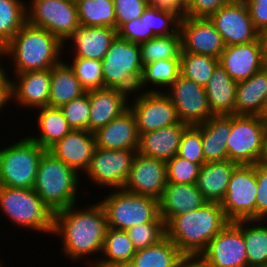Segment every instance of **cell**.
<instances>
[{
  "mask_svg": "<svg viewBox=\"0 0 267 267\" xmlns=\"http://www.w3.org/2000/svg\"><path fill=\"white\" fill-rule=\"evenodd\" d=\"M27 0H0V51L27 23Z\"/></svg>",
  "mask_w": 267,
  "mask_h": 267,
  "instance_id": "f35d334b",
  "label": "cell"
},
{
  "mask_svg": "<svg viewBox=\"0 0 267 267\" xmlns=\"http://www.w3.org/2000/svg\"><path fill=\"white\" fill-rule=\"evenodd\" d=\"M136 154L137 149L109 150L96 147L84 175L101 189L123 188Z\"/></svg>",
  "mask_w": 267,
  "mask_h": 267,
  "instance_id": "7c38bea8",
  "label": "cell"
},
{
  "mask_svg": "<svg viewBox=\"0 0 267 267\" xmlns=\"http://www.w3.org/2000/svg\"><path fill=\"white\" fill-rule=\"evenodd\" d=\"M35 111H38L35 112L38 132L37 135L30 134L28 137L42 148L48 150L72 130L60 108L45 106Z\"/></svg>",
  "mask_w": 267,
  "mask_h": 267,
  "instance_id": "1f68e13d",
  "label": "cell"
},
{
  "mask_svg": "<svg viewBox=\"0 0 267 267\" xmlns=\"http://www.w3.org/2000/svg\"><path fill=\"white\" fill-rule=\"evenodd\" d=\"M256 220L267 219V166L256 163Z\"/></svg>",
  "mask_w": 267,
  "mask_h": 267,
  "instance_id": "c3c4849f",
  "label": "cell"
},
{
  "mask_svg": "<svg viewBox=\"0 0 267 267\" xmlns=\"http://www.w3.org/2000/svg\"><path fill=\"white\" fill-rule=\"evenodd\" d=\"M27 23L46 29L63 44L79 29L76 3L67 0H29Z\"/></svg>",
  "mask_w": 267,
  "mask_h": 267,
  "instance_id": "30bf717a",
  "label": "cell"
},
{
  "mask_svg": "<svg viewBox=\"0 0 267 267\" xmlns=\"http://www.w3.org/2000/svg\"><path fill=\"white\" fill-rule=\"evenodd\" d=\"M261 117L267 122V101H266V104L264 106Z\"/></svg>",
  "mask_w": 267,
  "mask_h": 267,
  "instance_id": "91938a15",
  "label": "cell"
},
{
  "mask_svg": "<svg viewBox=\"0 0 267 267\" xmlns=\"http://www.w3.org/2000/svg\"><path fill=\"white\" fill-rule=\"evenodd\" d=\"M176 267H213L201 254H183Z\"/></svg>",
  "mask_w": 267,
  "mask_h": 267,
  "instance_id": "db71d44e",
  "label": "cell"
},
{
  "mask_svg": "<svg viewBox=\"0 0 267 267\" xmlns=\"http://www.w3.org/2000/svg\"><path fill=\"white\" fill-rule=\"evenodd\" d=\"M131 95L118 88L89 90L88 131L95 132L129 109Z\"/></svg>",
  "mask_w": 267,
  "mask_h": 267,
  "instance_id": "7402d4cb",
  "label": "cell"
},
{
  "mask_svg": "<svg viewBox=\"0 0 267 267\" xmlns=\"http://www.w3.org/2000/svg\"><path fill=\"white\" fill-rule=\"evenodd\" d=\"M243 237L248 267H259L267 262V221L243 220Z\"/></svg>",
  "mask_w": 267,
  "mask_h": 267,
  "instance_id": "e575fe53",
  "label": "cell"
},
{
  "mask_svg": "<svg viewBox=\"0 0 267 267\" xmlns=\"http://www.w3.org/2000/svg\"><path fill=\"white\" fill-rule=\"evenodd\" d=\"M249 10L254 27L259 32L267 28V0H243Z\"/></svg>",
  "mask_w": 267,
  "mask_h": 267,
  "instance_id": "816d5d0a",
  "label": "cell"
},
{
  "mask_svg": "<svg viewBox=\"0 0 267 267\" xmlns=\"http://www.w3.org/2000/svg\"><path fill=\"white\" fill-rule=\"evenodd\" d=\"M50 82L51 69L14 74L11 79L13 105L27 111L49 106Z\"/></svg>",
  "mask_w": 267,
  "mask_h": 267,
  "instance_id": "d6986e66",
  "label": "cell"
},
{
  "mask_svg": "<svg viewBox=\"0 0 267 267\" xmlns=\"http://www.w3.org/2000/svg\"><path fill=\"white\" fill-rule=\"evenodd\" d=\"M95 148L94 132L73 129L47 151L81 176L89 168Z\"/></svg>",
  "mask_w": 267,
  "mask_h": 267,
  "instance_id": "ffe728a7",
  "label": "cell"
},
{
  "mask_svg": "<svg viewBox=\"0 0 267 267\" xmlns=\"http://www.w3.org/2000/svg\"><path fill=\"white\" fill-rule=\"evenodd\" d=\"M177 155L200 166L205 163L201 131L196 126L190 125L184 130Z\"/></svg>",
  "mask_w": 267,
  "mask_h": 267,
  "instance_id": "bcb514c9",
  "label": "cell"
},
{
  "mask_svg": "<svg viewBox=\"0 0 267 267\" xmlns=\"http://www.w3.org/2000/svg\"><path fill=\"white\" fill-rule=\"evenodd\" d=\"M99 203L104 209L108 227L128 230L136 225L163 220L160 216L159 200L136 194L123 188L112 189Z\"/></svg>",
  "mask_w": 267,
  "mask_h": 267,
  "instance_id": "8992f818",
  "label": "cell"
},
{
  "mask_svg": "<svg viewBox=\"0 0 267 267\" xmlns=\"http://www.w3.org/2000/svg\"><path fill=\"white\" fill-rule=\"evenodd\" d=\"M141 17H145L147 41L154 37L176 34L179 31L181 16L175 11L149 5Z\"/></svg>",
  "mask_w": 267,
  "mask_h": 267,
  "instance_id": "60d3db41",
  "label": "cell"
},
{
  "mask_svg": "<svg viewBox=\"0 0 267 267\" xmlns=\"http://www.w3.org/2000/svg\"><path fill=\"white\" fill-rule=\"evenodd\" d=\"M195 126L201 131L205 163L228 160L226 143L231 133V115H213Z\"/></svg>",
  "mask_w": 267,
  "mask_h": 267,
  "instance_id": "4316f807",
  "label": "cell"
},
{
  "mask_svg": "<svg viewBox=\"0 0 267 267\" xmlns=\"http://www.w3.org/2000/svg\"><path fill=\"white\" fill-rule=\"evenodd\" d=\"M117 36V29L112 27L80 26L64 44V48H66L72 42V46L69 47L73 49H65L64 51L71 50L69 53L73 51L72 59L102 61ZM67 43L69 44L66 45Z\"/></svg>",
  "mask_w": 267,
  "mask_h": 267,
  "instance_id": "603a6c76",
  "label": "cell"
},
{
  "mask_svg": "<svg viewBox=\"0 0 267 267\" xmlns=\"http://www.w3.org/2000/svg\"><path fill=\"white\" fill-rule=\"evenodd\" d=\"M267 122L257 115H231V133L226 146L228 160L243 165L260 161Z\"/></svg>",
  "mask_w": 267,
  "mask_h": 267,
  "instance_id": "9c48e42d",
  "label": "cell"
},
{
  "mask_svg": "<svg viewBox=\"0 0 267 267\" xmlns=\"http://www.w3.org/2000/svg\"><path fill=\"white\" fill-rule=\"evenodd\" d=\"M236 85L218 64L204 87L212 115L235 114Z\"/></svg>",
  "mask_w": 267,
  "mask_h": 267,
  "instance_id": "f546056e",
  "label": "cell"
},
{
  "mask_svg": "<svg viewBox=\"0 0 267 267\" xmlns=\"http://www.w3.org/2000/svg\"><path fill=\"white\" fill-rule=\"evenodd\" d=\"M20 139L0 148L1 186L34 187L40 159L47 150L28 136Z\"/></svg>",
  "mask_w": 267,
  "mask_h": 267,
  "instance_id": "52a82bcc",
  "label": "cell"
},
{
  "mask_svg": "<svg viewBox=\"0 0 267 267\" xmlns=\"http://www.w3.org/2000/svg\"><path fill=\"white\" fill-rule=\"evenodd\" d=\"M201 166L175 155L166 161L167 182L196 184Z\"/></svg>",
  "mask_w": 267,
  "mask_h": 267,
  "instance_id": "f6af8a7d",
  "label": "cell"
},
{
  "mask_svg": "<svg viewBox=\"0 0 267 267\" xmlns=\"http://www.w3.org/2000/svg\"><path fill=\"white\" fill-rule=\"evenodd\" d=\"M258 40L261 46L264 62L267 66V28L258 32Z\"/></svg>",
  "mask_w": 267,
  "mask_h": 267,
  "instance_id": "9f6ffc18",
  "label": "cell"
},
{
  "mask_svg": "<svg viewBox=\"0 0 267 267\" xmlns=\"http://www.w3.org/2000/svg\"><path fill=\"white\" fill-rule=\"evenodd\" d=\"M219 65L234 81L247 80L266 66L259 40L225 46L219 58Z\"/></svg>",
  "mask_w": 267,
  "mask_h": 267,
  "instance_id": "44dd1931",
  "label": "cell"
},
{
  "mask_svg": "<svg viewBox=\"0 0 267 267\" xmlns=\"http://www.w3.org/2000/svg\"><path fill=\"white\" fill-rule=\"evenodd\" d=\"M256 164H239L233 171L220 205L229 221L256 220Z\"/></svg>",
  "mask_w": 267,
  "mask_h": 267,
  "instance_id": "8fae6325",
  "label": "cell"
},
{
  "mask_svg": "<svg viewBox=\"0 0 267 267\" xmlns=\"http://www.w3.org/2000/svg\"><path fill=\"white\" fill-rule=\"evenodd\" d=\"M103 88H118L130 95L137 92L142 77L139 44L116 37L101 61Z\"/></svg>",
  "mask_w": 267,
  "mask_h": 267,
  "instance_id": "ba28073f",
  "label": "cell"
},
{
  "mask_svg": "<svg viewBox=\"0 0 267 267\" xmlns=\"http://www.w3.org/2000/svg\"><path fill=\"white\" fill-rule=\"evenodd\" d=\"M135 253L136 249L125 230L108 227L101 255L94 267H112L132 261Z\"/></svg>",
  "mask_w": 267,
  "mask_h": 267,
  "instance_id": "836d02e7",
  "label": "cell"
},
{
  "mask_svg": "<svg viewBox=\"0 0 267 267\" xmlns=\"http://www.w3.org/2000/svg\"><path fill=\"white\" fill-rule=\"evenodd\" d=\"M201 255L213 267H248L243 220L230 221L209 242Z\"/></svg>",
  "mask_w": 267,
  "mask_h": 267,
  "instance_id": "5bb4252c",
  "label": "cell"
},
{
  "mask_svg": "<svg viewBox=\"0 0 267 267\" xmlns=\"http://www.w3.org/2000/svg\"><path fill=\"white\" fill-rule=\"evenodd\" d=\"M136 250L148 248L166 237L165 221L153 220L126 230Z\"/></svg>",
  "mask_w": 267,
  "mask_h": 267,
  "instance_id": "b9f144b4",
  "label": "cell"
},
{
  "mask_svg": "<svg viewBox=\"0 0 267 267\" xmlns=\"http://www.w3.org/2000/svg\"><path fill=\"white\" fill-rule=\"evenodd\" d=\"M259 267H267V262L265 264H262L261 266Z\"/></svg>",
  "mask_w": 267,
  "mask_h": 267,
  "instance_id": "be15d7a7",
  "label": "cell"
},
{
  "mask_svg": "<svg viewBox=\"0 0 267 267\" xmlns=\"http://www.w3.org/2000/svg\"><path fill=\"white\" fill-rule=\"evenodd\" d=\"M131 96L129 109L135 117L139 134L180 123L176 109L165 93L137 91Z\"/></svg>",
  "mask_w": 267,
  "mask_h": 267,
  "instance_id": "4fadbf2b",
  "label": "cell"
},
{
  "mask_svg": "<svg viewBox=\"0 0 267 267\" xmlns=\"http://www.w3.org/2000/svg\"><path fill=\"white\" fill-rule=\"evenodd\" d=\"M64 49L55 35L26 23L2 48L0 60L5 58L9 62L6 68L12 65L13 74L46 70L63 60Z\"/></svg>",
  "mask_w": 267,
  "mask_h": 267,
  "instance_id": "7a4b0ae2",
  "label": "cell"
},
{
  "mask_svg": "<svg viewBox=\"0 0 267 267\" xmlns=\"http://www.w3.org/2000/svg\"><path fill=\"white\" fill-rule=\"evenodd\" d=\"M79 175L63 161L46 151L40 159L33 189L55 213L77 203L81 193L78 191L80 183L84 180Z\"/></svg>",
  "mask_w": 267,
  "mask_h": 267,
  "instance_id": "277c9868",
  "label": "cell"
},
{
  "mask_svg": "<svg viewBox=\"0 0 267 267\" xmlns=\"http://www.w3.org/2000/svg\"><path fill=\"white\" fill-rule=\"evenodd\" d=\"M97 148L138 149L139 133L130 109L94 132Z\"/></svg>",
  "mask_w": 267,
  "mask_h": 267,
  "instance_id": "cb8c5ba5",
  "label": "cell"
},
{
  "mask_svg": "<svg viewBox=\"0 0 267 267\" xmlns=\"http://www.w3.org/2000/svg\"><path fill=\"white\" fill-rule=\"evenodd\" d=\"M74 70L76 77L81 85L88 90L103 88V75L100 60L91 59H72L65 60Z\"/></svg>",
  "mask_w": 267,
  "mask_h": 267,
  "instance_id": "7bdbcfd3",
  "label": "cell"
},
{
  "mask_svg": "<svg viewBox=\"0 0 267 267\" xmlns=\"http://www.w3.org/2000/svg\"><path fill=\"white\" fill-rule=\"evenodd\" d=\"M118 37L128 40L134 44H140L147 41V26L145 17L137 18L133 21L124 23L117 30Z\"/></svg>",
  "mask_w": 267,
  "mask_h": 267,
  "instance_id": "f907efd6",
  "label": "cell"
},
{
  "mask_svg": "<svg viewBox=\"0 0 267 267\" xmlns=\"http://www.w3.org/2000/svg\"><path fill=\"white\" fill-rule=\"evenodd\" d=\"M218 64L219 59L213 56L185 52L180 54L181 75L202 87L206 86Z\"/></svg>",
  "mask_w": 267,
  "mask_h": 267,
  "instance_id": "ab89813d",
  "label": "cell"
},
{
  "mask_svg": "<svg viewBox=\"0 0 267 267\" xmlns=\"http://www.w3.org/2000/svg\"><path fill=\"white\" fill-rule=\"evenodd\" d=\"M4 265H6V264H4V262H2L1 259H0V267H6Z\"/></svg>",
  "mask_w": 267,
  "mask_h": 267,
  "instance_id": "6125c7cd",
  "label": "cell"
},
{
  "mask_svg": "<svg viewBox=\"0 0 267 267\" xmlns=\"http://www.w3.org/2000/svg\"><path fill=\"white\" fill-rule=\"evenodd\" d=\"M183 254L167 237L159 243L136 250L132 261L138 267H176Z\"/></svg>",
  "mask_w": 267,
  "mask_h": 267,
  "instance_id": "8d00e7d4",
  "label": "cell"
},
{
  "mask_svg": "<svg viewBox=\"0 0 267 267\" xmlns=\"http://www.w3.org/2000/svg\"><path fill=\"white\" fill-rule=\"evenodd\" d=\"M166 185V161L137 153L123 189L160 200Z\"/></svg>",
  "mask_w": 267,
  "mask_h": 267,
  "instance_id": "e0dca14e",
  "label": "cell"
},
{
  "mask_svg": "<svg viewBox=\"0 0 267 267\" xmlns=\"http://www.w3.org/2000/svg\"><path fill=\"white\" fill-rule=\"evenodd\" d=\"M148 2L150 6L175 11L181 17L184 16L186 11V7L182 4L181 0H148Z\"/></svg>",
  "mask_w": 267,
  "mask_h": 267,
  "instance_id": "11a10c76",
  "label": "cell"
},
{
  "mask_svg": "<svg viewBox=\"0 0 267 267\" xmlns=\"http://www.w3.org/2000/svg\"><path fill=\"white\" fill-rule=\"evenodd\" d=\"M232 0H193L186 8L183 17L209 18Z\"/></svg>",
  "mask_w": 267,
  "mask_h": 267,
  "instance_id": "681fc988",
  "label": "cell"
},
{
  "mask_svg": "<svg viewBox=\"0 0 267 267\" xmlns=\"http://www.w3.org/2000/svg\"><path fill=\"white\" fill-rule=\"evenodd\" d=\"M180 75V59L159 60L144 65L137 91L165 93Z\"/></svg>",
  "mask_w": 267,
  "mask_h": 267,
  "instance_id": "d6a6232c",
  "label": "cell"
},
{
  "mask_svg": "<svg viewBox=\"0 0 267 267\" xmlns=\"http://www.w3.org/2000/svg\"><path fill=\"white\" fill-rule=\"evenodd\" d=\"M206 202L197 184L167 182L159 200L160 216L166 223L171 217L195 211Z\"/></svg>",
  "mask_w": 267,
  "mask_h": 267,
  "instance_id": "d4e9b609",
  "label": "cell"
},
{
  "mask_svg": "<svg viewBox=\"0 0 267 267\" xmlns=\"http://www.w3.org/2000/svg\"><path fill=\"white\" fill-rule=\"evenodd\" d=\"M141 62L144 65L166 59H180L182 51L181 34L154 37L139 44Z\"/></svg>",
  "mask_w": 267,
  "mask_h": 267,
  "instance_id": "74e56055",
  "label": "cell"
},
{
  "mask_svg": "<svg viewBox=\"0 0 267 267\" xmlns=\"http://www.w3.org/2000/svg\"><path fill=\"white\" fill-rule=\"evenodd\" d=\"M189 125L180 122L159 130L139 134L137 153L167 161L178 153L181 137Z\"/></svg>",
  "mask_w": 267,
  "mask_h": 267,
  "instance_id": "484cf974",
  "label": "cell"
},
{
  "mask_svg": "<svg viewBox=\"0 0 267 267\" xmlns=\"http://www.w3.org/2000/svg\"><path fill=\"white\" fill-rule=\"evenodd\" d=\"M165 94L173 103L180 122L199 125L212 115L205 88L180 75Z\"/></svg>",
  "mask_w": 267,
  "mask_h": 267,
  "instance_id": "9a60e30c",
  "label": "cell"
},
{
  "mask_svg": "<svg viewBox=\"0 0 267 267\" xmlns=\"http://www.w3.org/2000/svg\"><path fill=\"white\" fill-rule=\"evenodd\" d=\"M148 6V0H114L116 29L124 23L140 18Z\"/></svg>",
  "mask_w": 267,
  "mask_h": 267,
  "instance_id": "7dc6e473",
  "label": "cell"
},
{
  "mask_svg": "<svg viewBox=\"0 0 267 267\" xmlns=\"http://www.w3.org/2000/svg\"><path fill=\"white\" fill-rule=\"evenodd\" d=\"M112 267H138V266L133 261H128V262L114 265Z\"/></svg>",
  "mask_w": 267,
  "mask_h": 267,
  "instance_id": "680465c9",
  "label": "cell"
},
{
  "mask_svg": "<svg viewBox=\"0 0 267 267\" xmlns=\"http://www.w3.org/2000/svg\"><path fill=\"white\" fill-rule=\"evenodd\" d=\"M51 68L49 106L60 108L87 91L81 85L71 66L64 61Z\"/></svg>",
  "mask_w": 267,
  "mask_h": 267,
  "instance_id": "4dcf8cb0",
  "label": "cell"
},
{
  "mask_svg": "<svg viewBox=\"0 0 267 267\" xmlns=\"http://www.w3.org/2000/svg\"><path fill=\"white\" fill-rule=\"evenodd\" d=\"M80 26L116 29L114 0H76Z\"/></svg>",
  "mask_w": 267,
  "mask_h": 267,
  "instance_id": "d590c367",
  "label": "cell"
},
{
  "mask_svg": "<svg viewBox=\"0 0 267 267\" xmlns=\"http://www.w3.org/2000/svg\"><path fill=\"white\" fill-rule=\"evenodd\" d=\"M193 0H181L182 4L187 8Z\"/></svg>",
  "mask_w": 267,
  "mask_h": 267,
  "instance_id": "94428289",
  "label": "cell"
},
{
  "mask_svg": "<svg viewBox=\"0 0 267 267\" xmlns=\"http://www.w3.org/2000/svg\"><path fill=\"white\" fill-rule=\"evenodd\" d=\"M259 163H261L262 165L267 166V133L265 135L264 145H263V152H262V155H261Z\"/></svg>",
  "mask_w": 267,
  "mask_h": 267,
  "instance_id": "6f0895ef",
  "label": "cell"
},
{
  "mask_svg": "<svg viewBox=\"0 0 267 267\" xmlns=\"http://www.w3.org/2000/svg\"><path fill=\"white\" fill-rule=\"evenodd\" d=\"M0 60V113L5 112V108L12 103V92H11V74L8 77L7 68L5 69V64ZM7 71V72H6ZM3 109V110H2ZM2 116V114H0Z\"/></svg>",
  "mask_w": 267,
  "mask_h": 267,
  "instance_id": "f5cc1de1",
  "label": "cell"
},
{
  "mask_svg": "<svg viewBox=\"0 0 267 267\" xmlns=\"http://www.w3.org/2000/svg\"><path fill=\"white\" fill-rule=\"evenodd\" d=\"M179 31L181 34V52L220 58L225 45L209 18L181 17Z\"/></svg>",
  "mask_w": 267,
  "mask_h": 267,
  "instance_id": "ac0fdd59",
  "label": "cell"
},
{
  "mask_svg": "<svg viewBox=\"0 0 267 267\" xmlns=\"http://www.w3.org/2000/svg\"><path fill=\"white\" fill-rule=\"evenodd\" d=\"M229 222L220 203L206 202L195 211L171 217L165 223L166 237L182 254H201Z\"/></svg>",
  "mask_w": 267,
  "mask_h": 267,
  "instance_id": "3957f363",
  "label": "cell"
},
{
  "mask_svg": "<svg viewBox=\"0 0 267 267\" xmlns=\"http://www.w3.org/2000/svg\"><path fill=\"white\" fill-rule=\"evenodd\" d=\"M225 46L258 40V31L243 0H232L209 17Z\"/></svg>",
  "mask_w": 267,
  "mask_h": 267,
  "instance_id": "2e32d148",
  "label": "cell"
},
{
  "mask_svg": "<svg viewBox=\"0 0 267 267\" xmlns=\"http://www.w3.org/2000/svg\"><path fill=\"white\" fill-rule=\"evenodd\" d=\"M68 125L75 130H88L90 117L89 90L60 107Z\"/></svg>",
  "mask_w": 267,
  "mask_h": 267,
  "instance_id": "ee69618b",
  "label": "cell"
},
{
  "mask_svg": "<svg viewBox=\"0 0 267 267\" xmlns=\"http://www.w3.org/2000/svg\"><path fill=\"white\" fill-rule=\"evenodd\" d=\"M239 164L230 160L204 163L199 171L197 187L207 202L221 203L234 169Z\"/></svg>",
  "mask_w": 267,
  "mask_h": 267,
  "instance_id": "f1b7e54d",
  "label": "cell"
},
{
  "mask_svg": "<svg viewBox=\"0 0 267 267\" xmlns=\"http://www.w3.org/2000/svg\"><path fill=\"white\" fill-rule=\"evenodd\" d=\"M0 211L15 229L34 230L52 235L54 212L33 188H9L0 185ZM16 225V226H15Z\"/></svg>",
  "mask_w": 267,
  "mask_h": 267,
  "instance_id": "5b68a950",
  "label": "cell"
},
{
  "mask_svg": "<svg viewBox=\"0 0 267 267\" xmlns=\"http://www.w3.org/2000/svg\"><path fill=\"white\" fill-rule=\"evenodd\" d=\"M78 206L76 203L54 213L52 235L60 238L62 255L74 264L85 259L87 266L94 267L108 230L106 215L99 201L87 207Z\"/></svg>",
  "mask_w": 267,
  "mask_h": 267,
  "instance_id": "6da1fadb",
  "label": "cell"
},
{
  "mask_svg": "<svg viewBox=\"0 0 267 267\" xmlns=\"http://www.w3.org/2000/svg\"><path fill=\"white\" fill-rule=\"evenodd\" d=\"M267 101V66L237 82L235 114L261 116Z\"/></svg>",
  "mask_w": 267,
  "mask_h": 267,
  "instance_id": "83f0119b",
  "label": "cell"
}]
</instances>
